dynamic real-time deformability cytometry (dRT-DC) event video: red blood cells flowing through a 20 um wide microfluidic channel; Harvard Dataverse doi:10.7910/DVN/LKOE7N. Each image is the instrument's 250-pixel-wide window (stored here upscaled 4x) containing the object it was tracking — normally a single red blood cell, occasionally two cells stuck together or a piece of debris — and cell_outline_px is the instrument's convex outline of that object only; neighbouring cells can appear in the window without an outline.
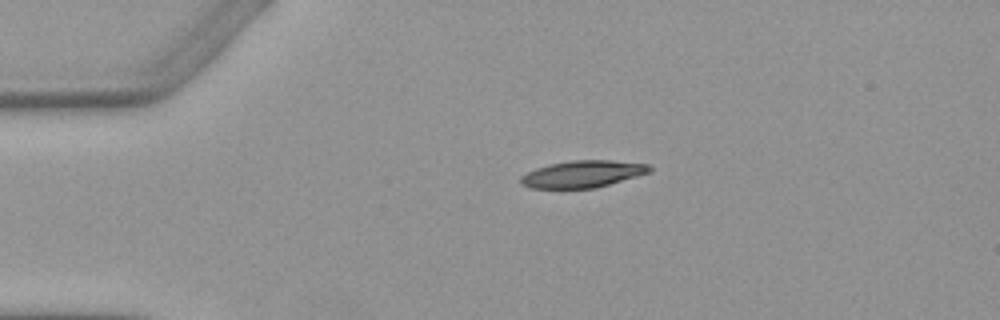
{"species": "Egyptian fruit bat (a non-hibernating species)", "species_latin": "Rousettus aegyptiacus", "temperature_condition": "warm", "stored_images_in_passage": 2, "camera_frame_rate_fps": 3000, "um_per_image_px": 0.085, "animal": {"sex": "female"}, "frame": {"image": 1, "passage_image": 1, "time_ms": 0.0, "image_size_px": [1000, 320], "cell_outline_px": [[652, 168], [648, 172], [636, 176], [608, 184], [592, 188], [532, 188], [520, 184], [520, 176], [536, 168], [548, 164], [572, 160], [608, 160], [648, 164]], "centroid_in_image_um": [49.47, 14.78], "position_along_channel_um": 35.5, "area_um2": 19.94}}